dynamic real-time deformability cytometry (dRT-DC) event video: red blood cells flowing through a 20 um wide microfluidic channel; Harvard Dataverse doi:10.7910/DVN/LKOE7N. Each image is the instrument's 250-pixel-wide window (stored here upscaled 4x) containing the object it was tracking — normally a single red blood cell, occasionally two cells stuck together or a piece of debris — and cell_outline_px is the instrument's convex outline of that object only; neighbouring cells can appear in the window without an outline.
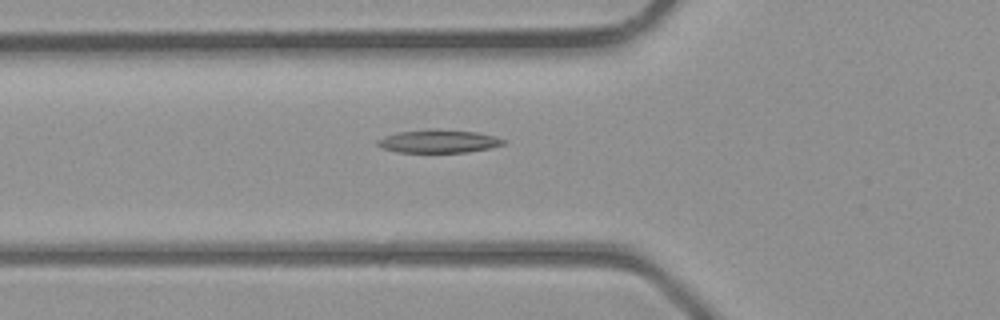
{"species": "common noctule bat (a hibernating species)", "species_latin": "Nyctalus noctula", "temperature_condition": "room temperature", "stored_images_in_passage": 27, "camera_frame_rate_fps": 3000, "um_per_image_px": 0.085, "animal": {"sex": "male", "body_mass_g": 23.1, "forearm_length_mm": 52.7}, "frame": {"image": 1, "passage_image": 5, "time_ms": 1.333, "image_size_px": [1000, 320], "cell_outline_px": [[508, 140], [504, 144], [492, 148], [468, 152], [396, 152], [384, 148], [376, 144], [376, 140], [400, 132], [436, 128], [476, 132], [496, 136]], "centroid_in_image_um": [37.36, 12.0], "position_along_channel_um": 88.4, "area_um2": 16.99}}
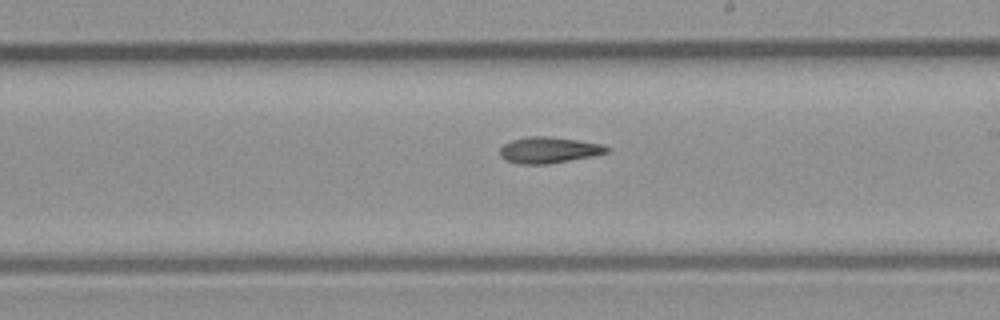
{"frame": {"image": 2, "passage_image": 14, "time_ms": 4.333, "image_size_px": [1000, 320], "cell_outline_px": [[608, 152], [592, 156], [548, 164], [516, 164], [504, 160], [500, 156], [500, 148], [504, 144], [512, 140], [528, 136], [544, 136], [576, 140], [600, 144], [608, 148]], "centroid_in_image_um": [46.57, 12.76], "position_along_channel_um": 242.4, "area_um2": 16.13}}
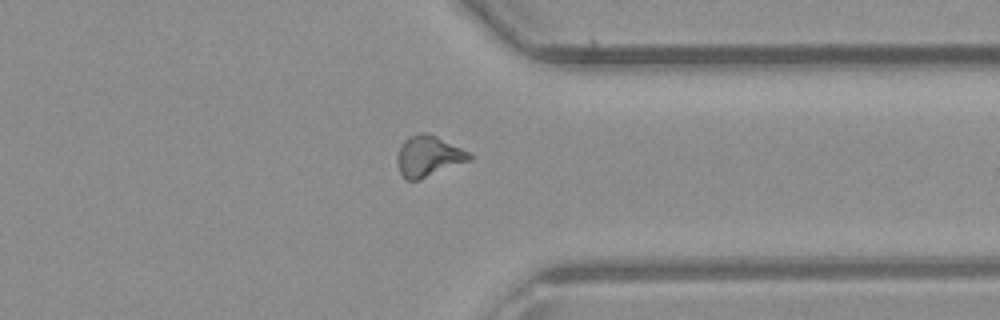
{"frame": {"image": 3, "passage_image": 22, "time_ms": 7.0, "image_size_px": [1000, 320], "cell_outline_px": [[472, 160], [420, 180], [408, 180], [400, 172], [396, 160], [396, 156], [404, 140], [408, 136], [420, 132], [428, 132], [468, 152], [472, 156]], "centroid_in_image_um": [36.41, 13.28], "position_along_channel_um": 375.0, "area_um2": 17.17}}